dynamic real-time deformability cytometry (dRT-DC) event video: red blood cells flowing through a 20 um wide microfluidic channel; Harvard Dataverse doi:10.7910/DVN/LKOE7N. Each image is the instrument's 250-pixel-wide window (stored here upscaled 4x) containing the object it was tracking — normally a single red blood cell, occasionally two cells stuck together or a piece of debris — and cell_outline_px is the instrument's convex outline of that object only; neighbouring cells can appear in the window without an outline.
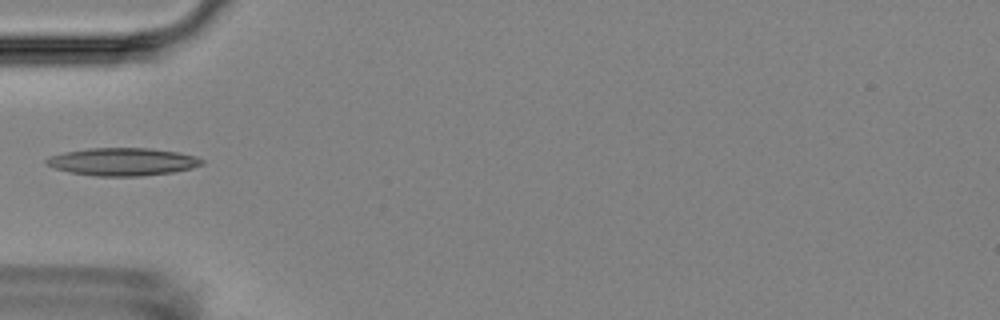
{"species": "Egyptian fruit bat (a non-hibernating species)", "species_latin": "Rousettus aegyptiacus", "temperature_condition": "room temperature", "stored_images_in_passage": 6, "camera_frame_rate_fps": 3000, "um_per_image_px": 0.085, "animal": {"sex": "female"}, "frame": {"image": 1, "passage_image": 6, "time_ms": 7.0, "image_size_px": [1000, 320], "cell_outline_px": [[204, 164], [192, 168], [172, 172], [140, 176], [96, 176], [68, 172], [56, 168], [48, 164], [44, 160], [48, 156], [64, 152], [88, 148], [148, 148], [176, 152], [196, 156], [204, 160]], "centroid_in_image_um": [10.42, 13.74], "position_along_channel_um": 74.6, "area_um2": 25.09}}